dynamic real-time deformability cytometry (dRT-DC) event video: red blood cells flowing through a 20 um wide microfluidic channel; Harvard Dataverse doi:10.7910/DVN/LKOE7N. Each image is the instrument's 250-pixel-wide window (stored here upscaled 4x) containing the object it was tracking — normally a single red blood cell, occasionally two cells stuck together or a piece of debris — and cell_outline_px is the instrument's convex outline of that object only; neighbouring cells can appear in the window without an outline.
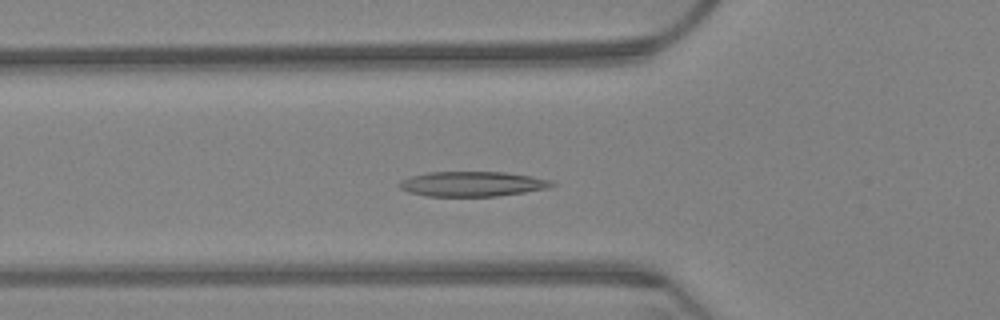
{"species": "Egyptian fruit bat (a non-hibernating species)", "species_latin": "Rousettus aegyptiacus", "temperature_condition": "warm", "stored_images_in_passage": 45, "camera_frame_rate_fps": 3000, "um_per_image_px": 0.085, "animal": {"sex": "female"}, "frame": {"image": 1, "passage_image": 3, "time_ms": 0.667, "image_size_px": [1000, 320], "cell_outline_px": [[556, 184], [548, 188], [524, 192], [496, 196], [428, 196], [408, 192], [400, 188], [400, 180], [412, 176], [428, 172], [504, 172], [528, 176], [548, 180]], "centroid_in_image_um": [40.11, 15.64], "position_along_channel_um": 85.7, "area_um2": 21.85}}
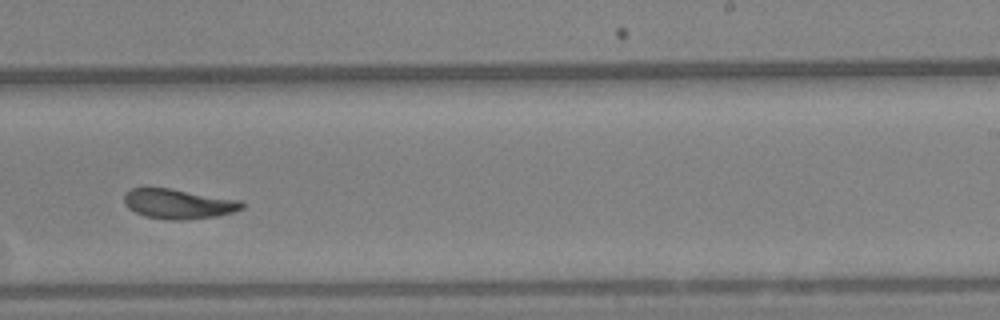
{"frame": {"image": 2, "passage_image": 21, "time_ms": 6.667, "image_size_px": [1000, 320], "cell_outline_px": [[244, 208], [232, 212], [216, 216], [184, 220], [168, 220], [144, 216], [128, 208], [124, 204], [124, 192], [132, 188], [144, 184], [240, 200], [244, 204]], "centroid_in_image_um": [15.07, 17.3], "position_along_channel_um": 273.9, "area_um2": 20.92}}
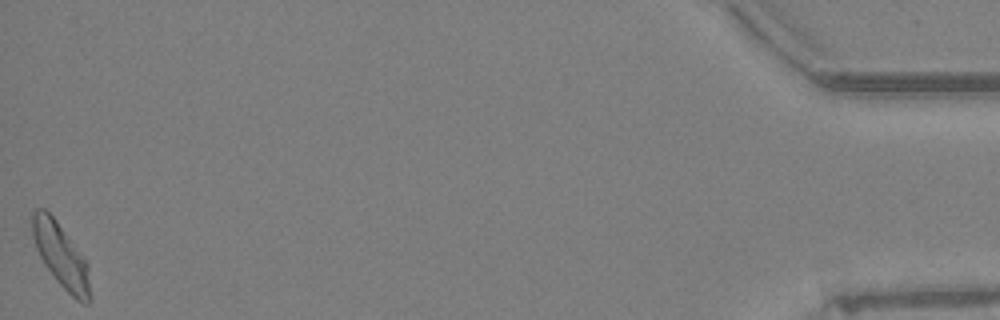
{"frame": {"image": 3, "passage_image": 45, "time_ms": 14.667, "image_size_px": [1000, 320], "cell_outline_px": [[92, 300], [88, 304], [84, 304], [76, 300], [56, 280], [44, 264], [36, 248], [32, 236], [32, 212], [36, 208], [44, 208], [56, 220], [88, 264], [92, 296]], "centroid_in_image_um": [5.2, 21.77], "position_along_channel_um": 430.0, "area_um2": 21.56}, "authors_computed_cell_mechanics": {"area_um2": 20.6924, "velocity_mm_per_s": 3.1443, "shape_relaxation_time_tau1_ms": 5.3434, "shape_relaxation_time_tau2_ms": 2.1321, "deformation_change_tau1": 0.1595, "deformation_change_tau2": 0.0945}}